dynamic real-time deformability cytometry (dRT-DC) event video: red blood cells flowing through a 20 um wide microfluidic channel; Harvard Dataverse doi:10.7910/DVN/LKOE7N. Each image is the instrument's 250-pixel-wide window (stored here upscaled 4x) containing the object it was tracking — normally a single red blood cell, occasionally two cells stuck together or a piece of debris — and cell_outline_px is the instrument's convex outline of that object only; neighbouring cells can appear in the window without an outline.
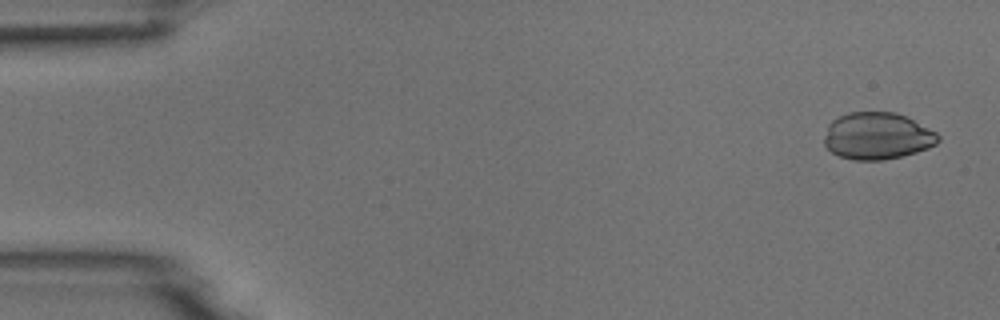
{"species": "common noctule bat (a hibernating species)", "species_latin": "Nyctalus noctula", "temperature_condition": "room temperature", "stored_images_in_passage": 5, "camera_frame_rate_fps": 3000, "um_per_image_px": 0.085, "animal": {"sex": "male", "body_mass_g": 18.8}, "frame": {"image": 1, "passage_image": 1, "time_ms": 0.0, "image_size_px": [1000, 320], "cell_outline_px": [[940, 140], [936, 144], [928, 148], [916, 152], [884, 160], [852, 160], [840, 156], [832, 152], [824, 144], [824, 136], [828, 124], [832, 120], [848, 112], [896, 112], [936, 132], [940, 136]], "centroid_in_image_um": [74.55, 11.56], "position_along_channel_um": 10.5, "area_um2": 31.1}}